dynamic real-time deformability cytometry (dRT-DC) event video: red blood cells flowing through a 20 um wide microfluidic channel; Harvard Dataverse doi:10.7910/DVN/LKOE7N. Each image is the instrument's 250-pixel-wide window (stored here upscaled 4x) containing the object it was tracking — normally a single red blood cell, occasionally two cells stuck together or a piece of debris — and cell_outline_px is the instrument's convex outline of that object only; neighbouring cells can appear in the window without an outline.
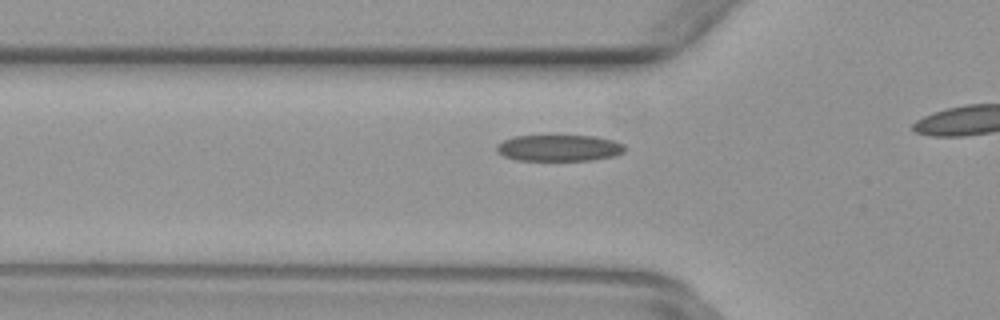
{"species": "common noctule bat (a hibernating species)", "species_latin": "Nyctalus noctula", "temperature_condition": "warm", "stored_images_in_passage": 9, "camera_frame_rate_fps": 3000, "um_per_image_px": 0.085, "animal": {"sex": "female", "body_mass_g": 29.2, "forearm_length_mm": 56.3}, "frame": {"image": 1, "passage_image": 4, "time_ms": 1.0, "image_size_px": [1000, 320], "cell_outline_px": [[628, 148], [624, 152], [616, 156], [592, 160], [516, 160], [504, 156], [496, 152], [496, 144], [504, 140], [516, 136], [596, 136], [612, 140], [624, 144]], "centroid_in_image_um": [47.55, 12.58], "position_along_channel_um": 78.2, "area_um2": 19.83}}
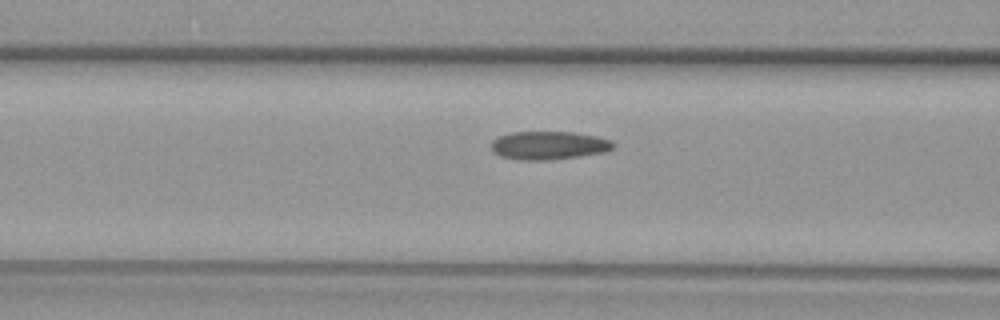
{"frame": {"image": 2, "passage_image": 7, "time_ms": 2.0, "image_size_px": [1000, 320], "cell_outline_px": [[616, 144], [612, 148], [604, 152], [580, 156], [548, 160], [520, 160], [500, 156], [492, 152], [492, 140], [500, 136], [512, 132], [576, 132], [596, 136], [612, 140]], "centroid_in_image_um": [46.65, 12.36], "position_along_channel_um": 119.9, "area_um2": 20.17}}